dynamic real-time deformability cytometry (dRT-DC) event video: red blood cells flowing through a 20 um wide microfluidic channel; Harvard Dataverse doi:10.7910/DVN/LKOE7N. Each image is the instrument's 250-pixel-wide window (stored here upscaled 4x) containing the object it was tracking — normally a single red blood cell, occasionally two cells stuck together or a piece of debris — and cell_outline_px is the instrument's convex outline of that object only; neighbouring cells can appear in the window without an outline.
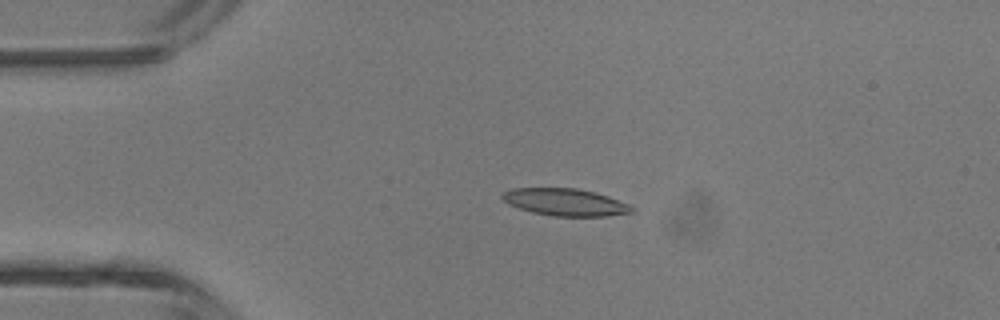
{"species": "common noctule bat (a hibernating species)", "species_latin": "Nyctalus noctula", "temperature_condition": "room temperature", "stored_images_in_passage": 3, "camera_frame_rate_fps": 3000, "um_per_image_px": 0.085, "animal": {"sex": "male", "body_mass_g": 13.3}, "frame": {"image": 1, "passage_image": 2, "time_ms": 1.333, "image_size_px": [1000, 320], "cell_outline_px": [[636, 212], [608, 216], [552, 216], [532, 212], [508, 204], [500, 196], [504, 192], [512, 188], [576, 188], [596, 192], [608, 196], [628, 204], [636, 208]], "centroid_in_image_um": [48.08, 17.19], "position_along_channel_um": 36.9, "area_um2": 20.63}}